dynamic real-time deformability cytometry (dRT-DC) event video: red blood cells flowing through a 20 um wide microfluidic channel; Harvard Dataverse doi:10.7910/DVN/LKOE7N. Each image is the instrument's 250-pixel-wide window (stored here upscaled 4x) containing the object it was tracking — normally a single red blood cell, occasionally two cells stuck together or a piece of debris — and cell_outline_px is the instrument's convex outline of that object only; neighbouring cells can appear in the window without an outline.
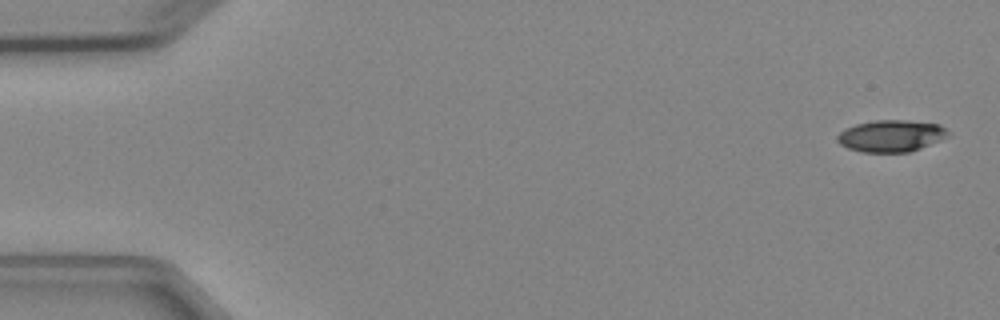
{"species": "Egyptian fruit bat (a non-hibernating species)", "species_latin": "Rousettus aegyptiacus", "temperature_condition": "cold", "stored_images_in_passage": 4, "camera_frame_rate_fps": 3000, "um_per_image_px": 0.085, "animal": {"sex": "female"}, "frame": {"image": 1, "passage_image": 1, "time_ms": 0.0, "image_size_px": [1000, 320], "cell_outline_px": [[948, 136], [920, 148], [908, 152], [864, 152], [848, 148], [840, 144], [836, 140], [836, 136], [840, 132], [856, 124], [876, 120], [904, 120], [940, 124], [948, 132]], "centroid_in_image_um": [75.72, 11.55], "position_along_channel_um": 9.3, "area_um2": 20.23}}